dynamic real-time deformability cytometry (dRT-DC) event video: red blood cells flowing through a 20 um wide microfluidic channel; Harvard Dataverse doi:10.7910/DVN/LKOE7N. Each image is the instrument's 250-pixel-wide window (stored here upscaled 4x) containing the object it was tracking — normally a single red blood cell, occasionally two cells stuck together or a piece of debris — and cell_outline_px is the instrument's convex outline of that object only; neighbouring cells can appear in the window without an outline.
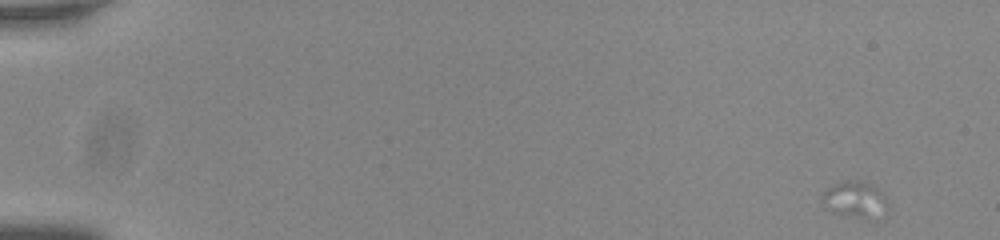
{"species": "common noctule bat (a hibernating species)", "species_latin": "Nyctalus noctula", "temperature_condition": "room temperature", "stored_images_in_passage": 1, "camera_frame_rate_fps": 3000, "um_per_image_px": 0.085, "animal": {"sex": "male", "body_mass_g": 20.0, "forearm_length_mm": 53.3}, "frame": {"image": 1, "passage_image": 1, "time_ms": 0.0, "image_size_px": [1000, 240], "cell_outline_px": [[888, 204], [864, 220], [832, 212], [824, 208], [820, 196], [828, 188], [844, 180], [860, 180], [872, 184], [884, 192], [888, 200]], "centroid_in_image_um": [72.6, 16.92], "position_along_channel_um": 12.4, "area_um2": 13.76}}